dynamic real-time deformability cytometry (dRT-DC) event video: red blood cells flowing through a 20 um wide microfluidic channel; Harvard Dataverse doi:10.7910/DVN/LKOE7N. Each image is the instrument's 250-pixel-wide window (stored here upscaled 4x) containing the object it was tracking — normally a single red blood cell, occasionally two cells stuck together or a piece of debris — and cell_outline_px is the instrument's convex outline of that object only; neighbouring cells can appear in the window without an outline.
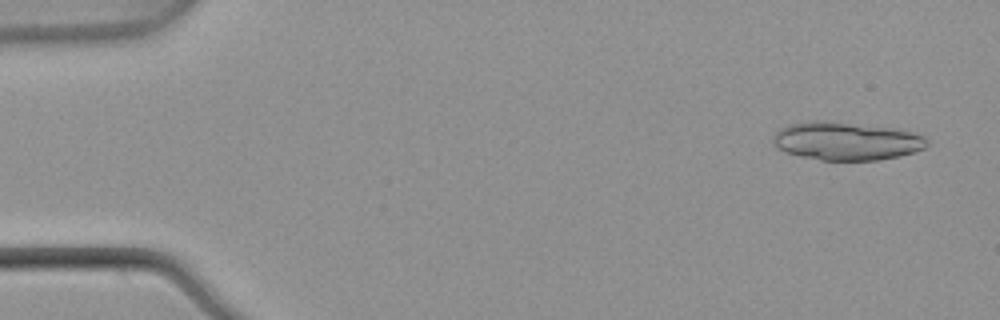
{"species": "common noctule bat (a hibernating species)", "species_latin": "Nyctalus noctula", "temperature_condition": "warm", "stored_images_in_passage": 6, "camera_frame_rate_fps": 3000, "um_per_image_px": 0.085, "animal": {"sex": "male", "body_mass_g": 21.5, "forearm_length_mm": 52.0}, "frame": {"image": 1, "passage_image": 1, "time_ms": 0.0, "image_size_px": [1000, 320], "cell_outline_px": [[928, 144], [924, 148], [900, 156], [880, 160], [820, 160], [800, 156], [784, 152], [776, 148], [772, 144], [772, 136], [780, 128], [788, 124], [812, 120], [820, 120], [892, 128], [924, 136], [928, 140]], "centroid_in_image_um": [71.86, 12.0], "position_along_channel_um": 13.1, "area_um2": 34.28}}
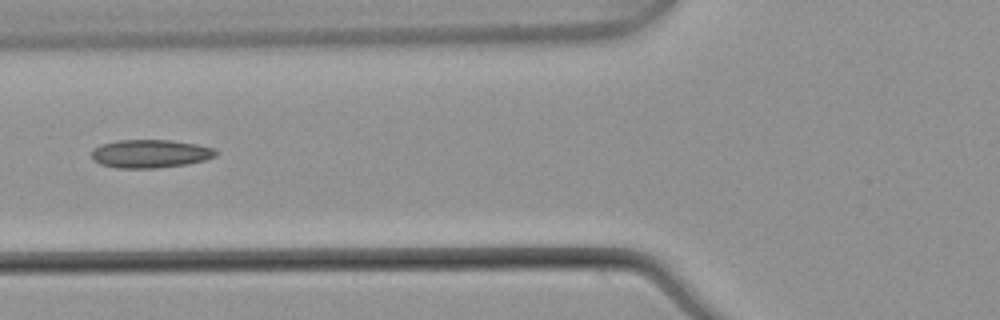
{"frame": {"image": 2, "passage_image": 6, "time_ms": 1.667, "image_size_px": [1000, 320], "cell_outline_px": [[216, 156], [204, 160], [184, 164], [156, 168], [116, 168], [100, 164], [92, 160], [92, 148], [100, 144], [116, 140], [172, 140], [196, 144], [216, 148]], "centroid_in_image_um": [12.73, 13.05], "position_along_channel_um": 113.1, "area_um2": 20.58}}